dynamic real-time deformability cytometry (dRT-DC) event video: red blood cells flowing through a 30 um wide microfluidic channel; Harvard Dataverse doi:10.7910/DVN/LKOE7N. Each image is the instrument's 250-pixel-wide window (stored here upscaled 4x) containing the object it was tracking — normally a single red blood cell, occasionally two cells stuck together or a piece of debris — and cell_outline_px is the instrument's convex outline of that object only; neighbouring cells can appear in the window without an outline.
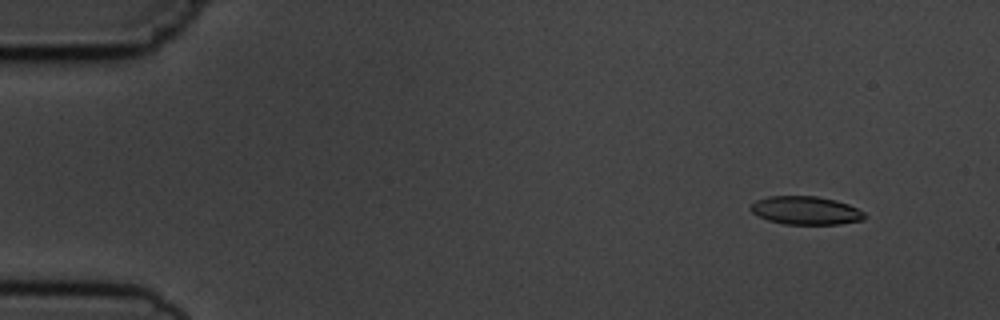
{"species": "common noctule bat (a hibernating species)", "species_latin": "Nyctalus noctula", "temperature_condition": "cold", "stored_images_in_passage": 3, "camera_frame_rate_fps": 3000, "um_per_image_px": 0.085, "animal": {"sex": "male", "body_mass_g": 19.5, "forearm_length_mm": 54.6}, "frame": {"image": 1, "passage_image": 3, "time_ms": 3.0, "image_size_px": [1000, 320], "cell_outline_px": [[868, 216], [864, 220], [840, 224], [784, 224], [768, 220], [752, 212], [748, 208], [756, 200], [768, 196], [816, 196], [836, 200], [848, 204], [864, 212]], "centroid_in_image_um": [68.51, 17.89], "position_along_channel_um": 16.5, "area_um2": 18.84}}